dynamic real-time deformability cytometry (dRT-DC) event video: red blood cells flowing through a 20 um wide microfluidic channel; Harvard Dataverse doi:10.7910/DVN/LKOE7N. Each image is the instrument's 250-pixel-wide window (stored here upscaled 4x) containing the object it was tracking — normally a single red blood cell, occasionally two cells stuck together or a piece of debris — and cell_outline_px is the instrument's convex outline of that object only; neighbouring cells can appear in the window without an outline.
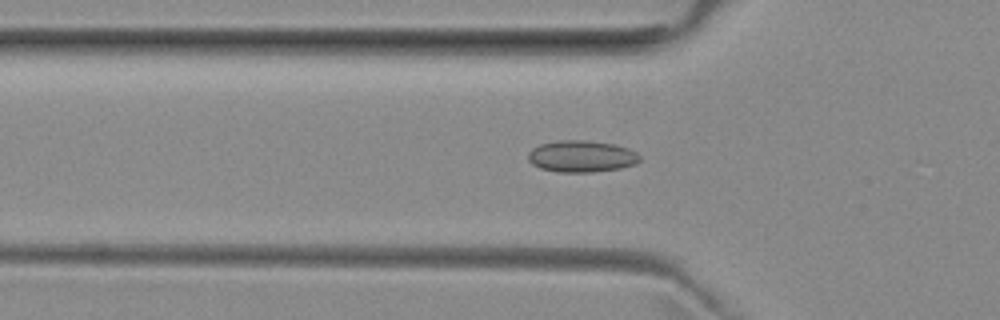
{"species": "common noctule bat (a hibernating species)", "species_latin": "Nyctalus noctula", "temperature_condition": "room temperature", "stored_images_in_passage": 17, "camera_frame_rate_fps": 3000, "um_per_image_px": 0.085, "animal": {"sex": "female", "body_mass_g": 29.2, "forearm_length_mm": 56.3}, "frame": {"image": 1, "passage_image": 16, "time_ms": 5.0, "image_size_px": [1000, 320], "cell_outline_px": [[640, 160], [636, 164], [620, 168], [592, 172], [560, 172], [540, 168], [532, 164], [528, 160], [528, 152], [532, 148], [540, 144], [560, 140], [588, 140], [616, 144], [628, 148], [636, 152], [640, 156]], "centroid_in_image_um": [49.43, 13.28], "position_along_channel_um": 76.4, "area_um2": 20.75}}